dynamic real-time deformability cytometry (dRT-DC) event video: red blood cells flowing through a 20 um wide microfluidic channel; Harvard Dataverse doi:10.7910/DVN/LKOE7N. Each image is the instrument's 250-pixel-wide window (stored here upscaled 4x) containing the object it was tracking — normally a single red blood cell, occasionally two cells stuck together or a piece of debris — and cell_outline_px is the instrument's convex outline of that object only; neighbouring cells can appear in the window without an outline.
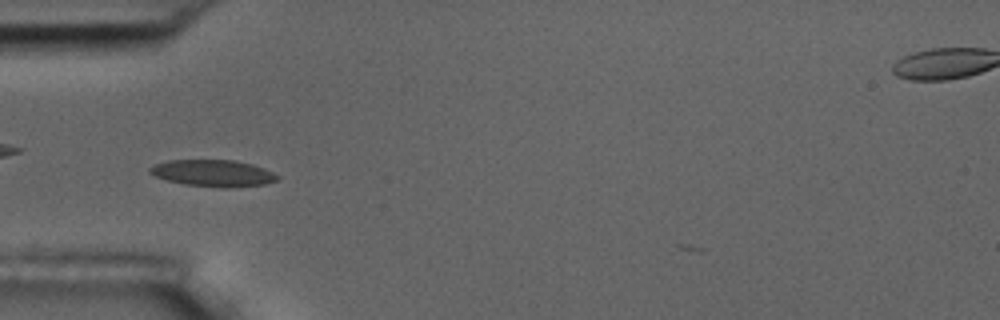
{"species": "common noctule bat (a hibernating species)", "species_latin": "Nyctalus noctula", "temperature_condition": "room temperature", "stored_images_in_passage": 5, "camera_frame_rate_fps": 3000, "um_per_image_px": 0.085, "animal": {"sex": "male", "body_mass_g": 17.5, "forearm_length_mm": 52.3}, "frame": {"image": 1, "passage_image": 1, "time_ms": 0.0, "image_size_px": [1000, 320], "cell_outline_px": [[280, 176], [276, 180], [264, 184], [228, 188], [220, 188], [184, 184], [168, 180], [156, 176], [148, 172], [148, 168], [156, 164], [168, 160], [232, 160], [252, 164], [264, 168]], "centroid_in_image_um": [18.11, 14.72], "position_along_channel_um": 66.9, "area_um2": 19.77}}
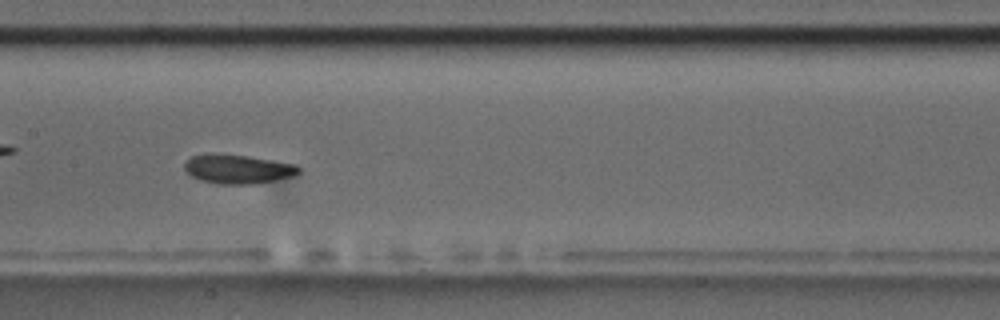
{"frame": {"image": 2, "passage_image": 4, "time_ms": 3.333, "image_size_px": [1000, 320], "cell_outline_px": [[300, 172], [292, 176], [256, 184], [216, 184], [200, 180], [192, 176], [184, 168], [184, 164], [192, 156], [248, 156], [292, 164], [300, 168]], "centroid_in_image_um": [20.24, 14.42], "position_along_channel_um": 187.2, "area_um2": 18.5}}
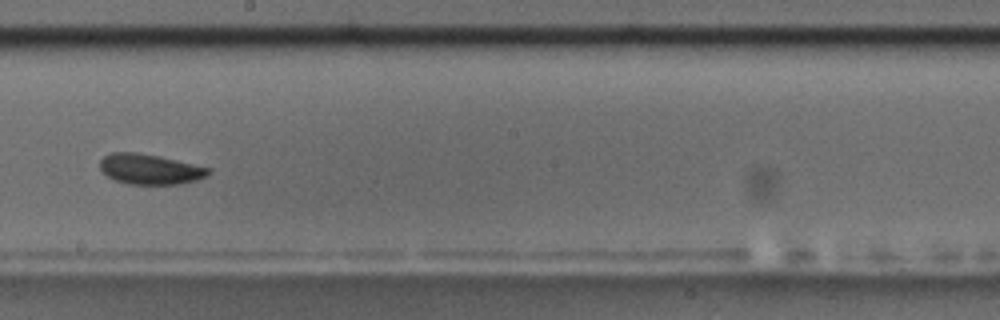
{"frame": {"image": 3, "passage_image": 5, "time_ms": 4.667, "image_size_px": [1000, 320], "cell_outline_px": [[212, 172], [208, 176], [196, 180], [180, 184], [128, 184], [116, 180], [108, 176], [100, 168], [100, 160], [104, 156], [112, 152], [136, 152], [160, 156], [212, 168]], "centroid_in_image_um": [12.79, 14.37], "position_along_channel_um": 235.4, "area_um2": 19.25}}